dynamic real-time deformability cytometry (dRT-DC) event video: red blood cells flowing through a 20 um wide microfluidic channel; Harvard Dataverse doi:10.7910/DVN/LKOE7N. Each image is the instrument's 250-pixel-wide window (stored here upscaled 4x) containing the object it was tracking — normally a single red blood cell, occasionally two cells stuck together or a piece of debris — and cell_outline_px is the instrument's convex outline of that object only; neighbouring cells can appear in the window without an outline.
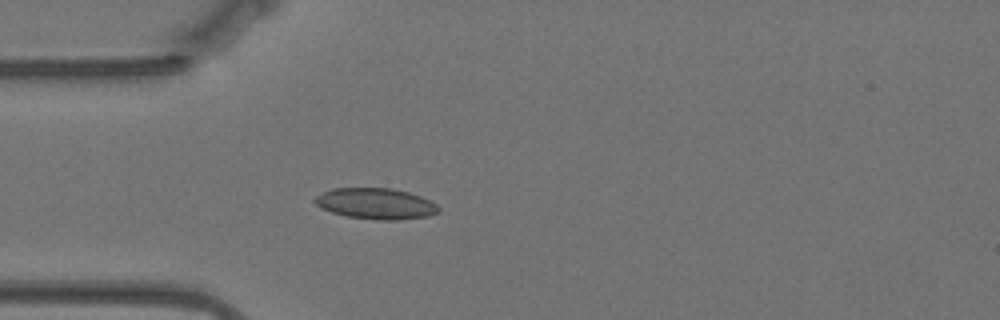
{"species": "Egyptian fruit bat (a non-hibernating species)", "species_latin": "Rousettus aegyptiacus", "temperature_condition": "warm", "stored_images_in_passage": 42, "camera_frame_rate_fps": 3000, "um_per_image_px": 0.085, "animal": {"sex": "female"}, "frame": {"image": 1, "passage_image": 1, "time_ms": 0.0, "image_size_px": [1000, 320], "cell_outline_px": [[440, 212], [428, 216], [400, 220], [376, 220], [348, 216], [332, 212], [320, 208], [312, 200], [316, 196], [332, 188], [392, 188], [408, 192], [420, 196], [436, 204], [440, 208]], "centroid_in_image_um": [31.95, 17.31], "position_along_channel_um": 53.1, "area_um2": 22.37}}
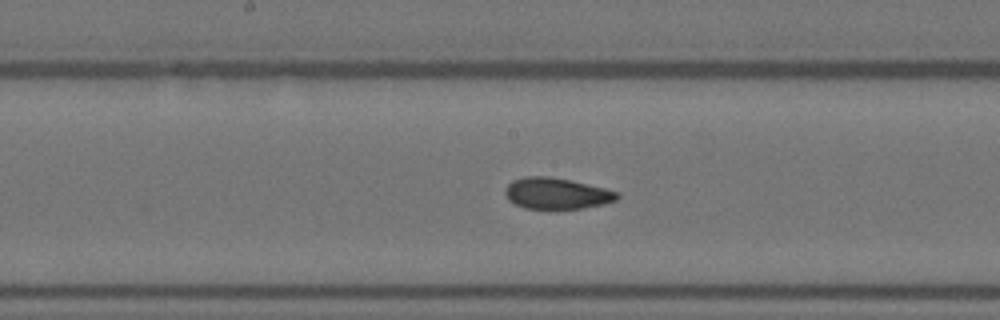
{"frame": {"image": 2, "passage_image": 14, "time_ms": 4.333, "image_size_px": [1000, 320], "cell_outline_px": [[620, 196], [616, 200], [604, 204], [584, 208], [556, 212], [548, 212], [524, 208], [508, 200], [504, 192], [504, 188], [512, 180], [524, 176], [548, 176], [568, 180], [604, 188], [620, 192]], "centroid_in_image_um": [47.28, 16.5], "position_along_channel_um": 200.9, "area_um2": 21.27}}
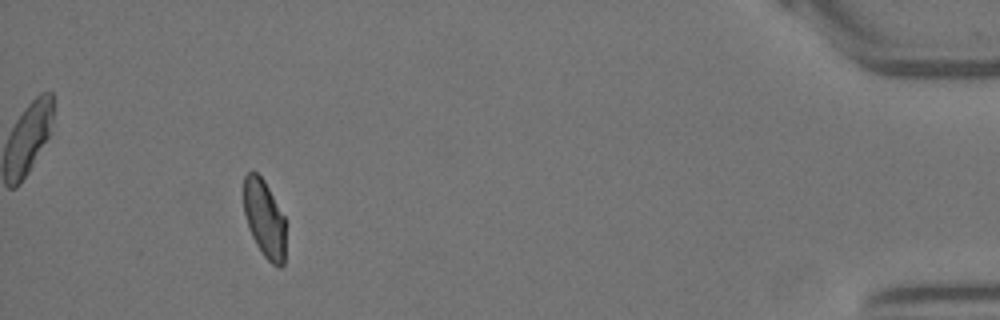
{"frame": {"image": 3, "passage_image": 38, "time_ms": 12.333, "image_size_px": [1000, 320], "cell_outline_px": [[284, 264], [280, 268], [272, 264], [264, 256], [256, 244], [248, 228], [244, 212], [244, 176], [248, 172], [256, 172], [264, 180], [284, 216]], "centroid_in_image_um": [22.46, 18.6], "position_along_channel_um": 412.7, "area_um2": 18.79}, "authors_computed_cell_mechanics": {"area_um2": 20.519, "velocity_mm_per_s": 3.5082, "shape_relaxation_time_tau1_ms": 7.9999, "shape_relaxation_time_tau2_ms": 1.5776, "deformation_change_tau1": 0.175, "deformation_change_tau2": 0.0606}}